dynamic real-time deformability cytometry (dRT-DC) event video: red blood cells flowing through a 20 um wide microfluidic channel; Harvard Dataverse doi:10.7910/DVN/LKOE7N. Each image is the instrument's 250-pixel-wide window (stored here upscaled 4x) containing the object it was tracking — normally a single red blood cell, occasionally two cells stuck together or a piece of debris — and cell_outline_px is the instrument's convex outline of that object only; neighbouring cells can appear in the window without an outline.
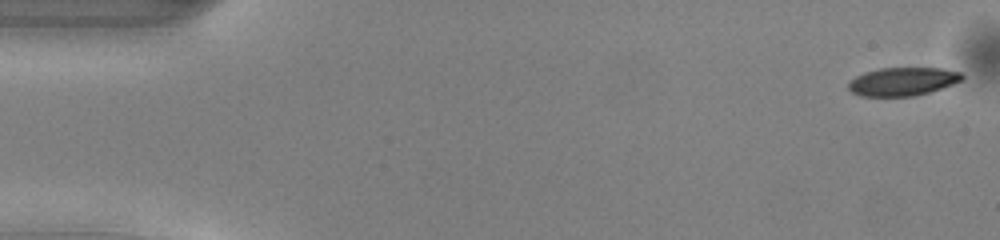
{"species": "common noctule bat (a hibernating species)", "species_latin": "Nyctalus noctula", "temperature_condition": "warm", "stored_images_in_passage": 50, "camera_frame_rate_fps": 3000, "um_per_image_px": 0.085, "animal": {"sex": "male", "body_mass_g": 13.0, "forearm_length_mm": 53.1}, "frame": {"image": 1, "passage_image": 1, "time_ms": 0.0, "image_size_px": [1000, 240], "cell_outline_px": [[964, 76], [960, 80], [952, 84], [928, 92], [912, 96], [860, 96], [852, 92], [848, 88], [848, 80], [864, 72], [880, 68], [940, 68], [960, 72]], "centroid_in_image_um": [76.67, 6.92], "position_along_channel_um": 8.3, "area_um2": 18.61}}
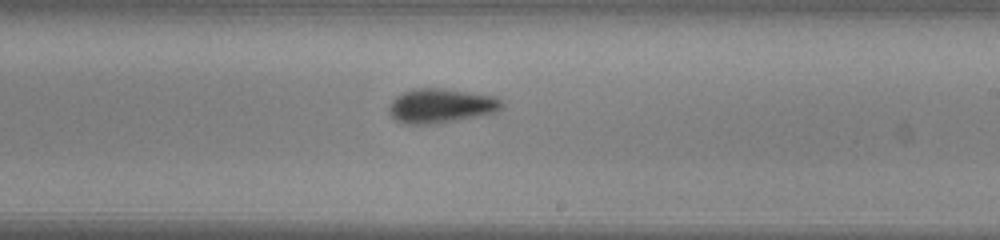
{"frame": {"image": 2, "passage_image": 29, "time_ms": 9.333, "image_size_px": [1000, 240], "cell_outline_px": [[504, 104], [496, 112], [476, 116], [432, 124], [404, 124], [396, 120], [388, 112], [388, 104], [396, 96], [412, 88], [444, 88], [496, 96], [504, 100]], "centroid_in_image_um": [37.46, 8.97], "position_along_channel_um": 251.5, "area_um2": 22.72}}
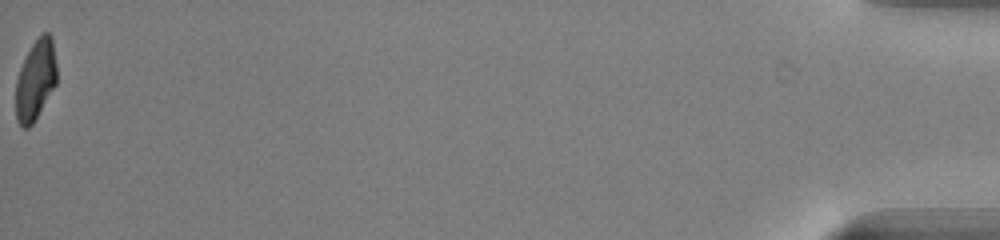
{"frame": {"image": 3, "passage_image": 50, "time_ms": 16.333, "image_size_px": [1000, 240], "cell_outline_px": [[56, 84], [32, 124], [28, 128], [24, 128], [16, 120], [16, 80], [20, 68], [32, 44], [44, 32], [48, 32], [52, 36], [56, 64]], "centroid_in_image_um": [3.02, 6.8], "position_along_channel_um": 432.2, "area_um2": 18.9}, "authors_computed_cell_mechanics": {"area_um2": 21.0392, "velocity_mm_per_s": 4.1004, "shape_relaxation_time_tau1_ms": 2.8027, "shape_relaxation_time_tau2_ms": 3.3158, "deformation_change_tau1": 0.1563, "deformation_change_tau2": 0.1177}}